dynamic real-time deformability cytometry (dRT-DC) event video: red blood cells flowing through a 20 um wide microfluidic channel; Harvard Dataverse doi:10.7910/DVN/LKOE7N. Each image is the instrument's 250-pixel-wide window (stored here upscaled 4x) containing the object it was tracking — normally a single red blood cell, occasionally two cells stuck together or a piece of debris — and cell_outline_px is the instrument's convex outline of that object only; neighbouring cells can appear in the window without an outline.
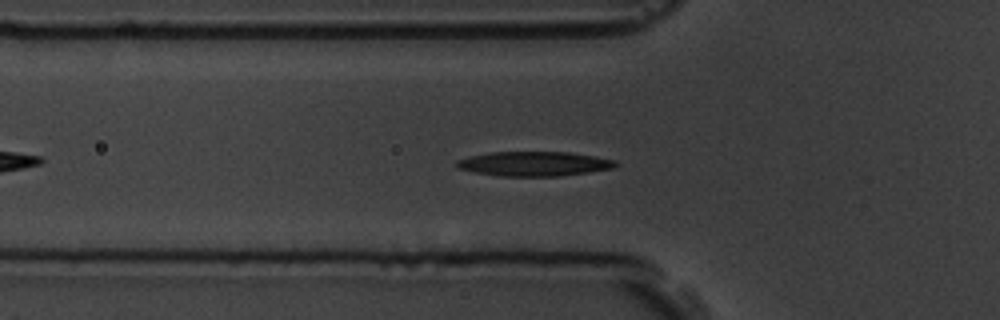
{"species": "common noctule bat (a hibernating species)", "species_latin": "Nyctalus noctula", "temperature_condition": "room temperature", "stored_images_in_passage": 47, "camera_frame_rate_fps": 3000, "um_per_image_px": 0.085, "animal": {"sex": "male", "body_mass_g": 19.5, "forearm_length_mm": 54.6}, "frame": {"image": 1, "passage_image": 8, "time_ms": 2.333, "image_size_px": [1000, 320], "cell_outline_px": [[620, 164], [616, 168], [560, 176], [500, 176], [476, 172], [456, 168], [456, 160], [468, 156], [488, 152], [568, 152], [616, 160]], "centroid_in_image_um": [45.4, 13.92], "position_along_channel_um": 80.4, "area_um2": 22.83}}
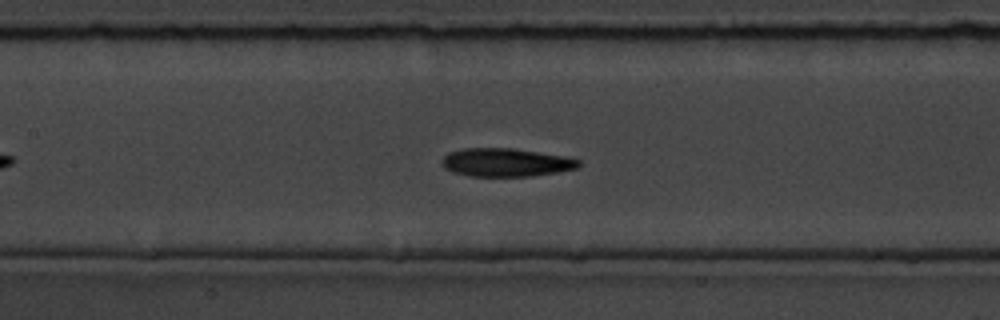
{"frame": {"image": 2, "passage_image": 15, "time_ms": 4.667, "image_size_px": [1000, 320], "cell_outline_px": [[580, 164], [576, 168], [556, 172], [532, 176], [472, 176], [452, 172], [444, 168], [440, 164], [440, 160], [448, 152], [464, 148], [512, 148], [560, 156], [580, 160]], "centroid_in_image_um": [42.91, 13.81], "position_along_channel_um": 164.5, "area_um2": 22.37}}
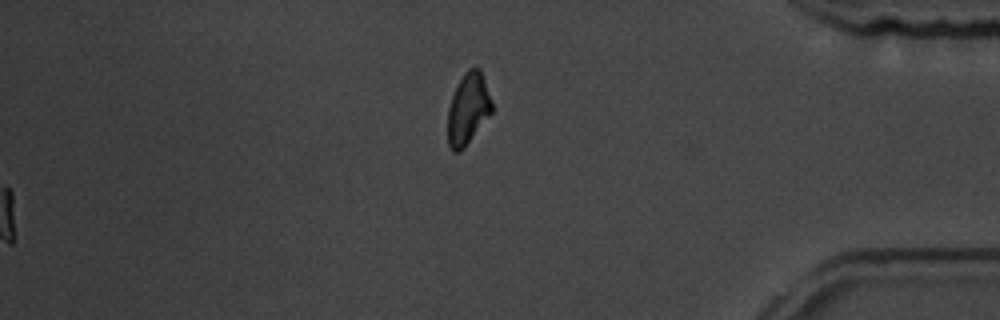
{"frame": {"image": 3, "passage_image": 47, "time_ms": 15.333, "image_size_px": [1000, 320], "cell_outline_px": [[492, 112], [464, 148], [460, 152], [452, 152], [448, 144], [448, 108], [452, 96], [464, 72], [468, 68], [480, 68], [492, 100]], "centroid_in_image_um": [39.78, 9.26], "position_along_channel_um": 395.4, "area_um2": 18.26}, "authors_computed_cell_mechanics": {"area_um2": 22.3108, "velocity_mm_per_s": 3.5748, "shape_relaxation_time_tau1_ms": 2.9736, "shape_relaxation_time_tau2_ms": 4.4199, "deformation_change_tau1": 0.1507, "deformation_change_tau2": 0.1127}}